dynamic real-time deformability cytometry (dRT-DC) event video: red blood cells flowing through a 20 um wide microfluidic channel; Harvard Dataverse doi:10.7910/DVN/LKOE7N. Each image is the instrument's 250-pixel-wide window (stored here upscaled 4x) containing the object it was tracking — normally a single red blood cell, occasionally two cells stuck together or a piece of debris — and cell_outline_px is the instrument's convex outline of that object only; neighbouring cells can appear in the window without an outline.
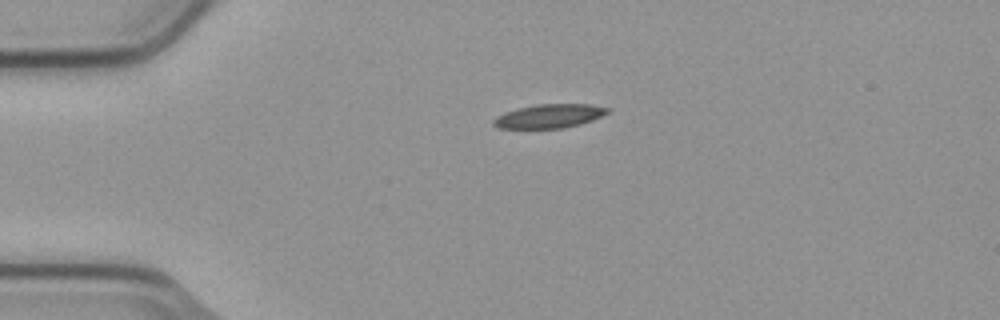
{"species": "common noctule bat (a hibernating species)", "species_latin": "Nyctalus noctula", "temperature_condition": "cold", "stored_images_in_passage": 2, "camera_frame_rate_fps": 3000, "um_per_image_px": 0.085, "animal": {"sex": "male", "body_mass_g": 23.1, "forearm_length_mm": 52.7}, "frame": {"image": 1, "passage_image": 1, "time_ms": 0.0, "image_size_px": [1000, 320], "cell_outline_px": [[612, 112], [592, 120], [580, 124], [564, 128], [500, 128], [492, 124], [492, 120], [496, 116], [504, 112], [516, 108], [536, 104], [592, 104], [612, 108]], "centroid_in_image_um": [46.73, 9.85], "position_along_channel_um": 38.3, "area_um2": 16.13}}